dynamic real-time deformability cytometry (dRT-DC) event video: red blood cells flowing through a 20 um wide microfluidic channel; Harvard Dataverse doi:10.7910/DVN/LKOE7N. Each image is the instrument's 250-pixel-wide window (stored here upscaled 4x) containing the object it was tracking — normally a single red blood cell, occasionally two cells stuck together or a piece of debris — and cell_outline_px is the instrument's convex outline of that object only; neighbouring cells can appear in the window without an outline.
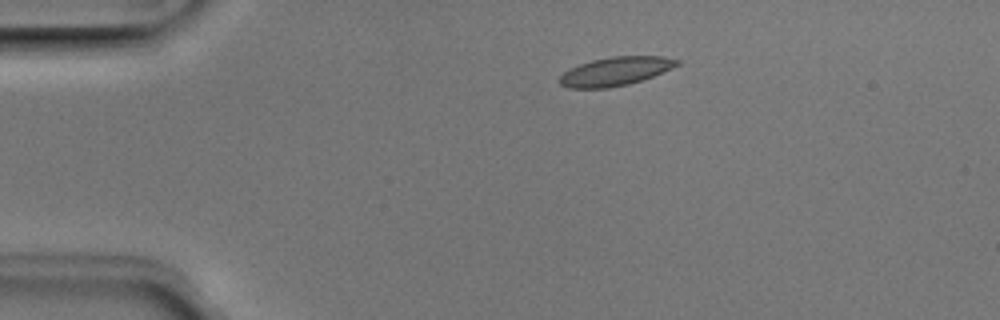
{"species": "Egyptian fruit bat (a non-hibernating species)", "species_latin": "Rousettus aegyptiacus", "temperature_condition": "room temperature", "stored_images_in_passage": 5, "camera_frame_rate_fps": 3000, "um_per_image_px": 0.085, "animal": {"sex": "male"}, "frame": {"image": 1, "passage_image": 1, "time_ms": 0.0, "image_size_px": [1000, 320], "cell_outline_px": [[680, 64], [672, 68], [652, 76], [628, 84], [608, 88], [568, 88], [560, 84], [560, 76], [564, 72], [580, 64], [592, 60], [612, 56], [664, 56], [680, 60]], "centroid_in_image_um": [52.33, 6.05], "position_along_channel_um": 32.7, "area_um2": 19.42}}
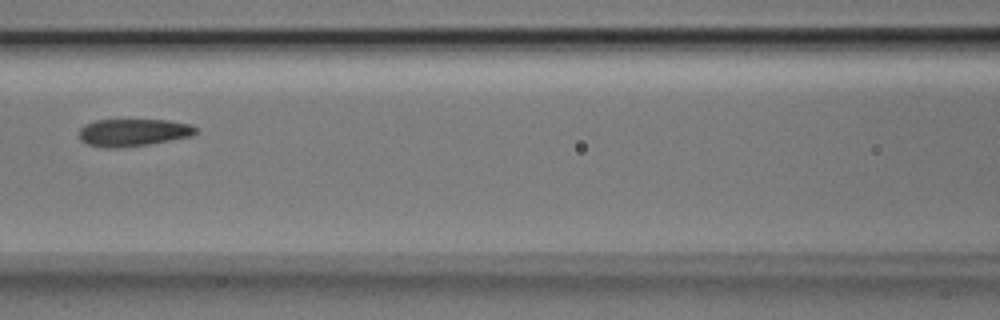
{"frame": {"image": 2, "passage_image": 4, "time_ms": 1.0, "image_size_px": [1000, 320], "cell_outline_px": [[200, 132], [192, 136], [148, 144], [120, 148], [104, 148], [88, 144], [80, 140], [80, 128], [84, 124], [96, 120], [168, 120], [192, 124], [200, 128]], "centroid_in_image_um": [11.38, 11.26], "position_along_channel_um": 155.2, "area_um2": 18.9}}
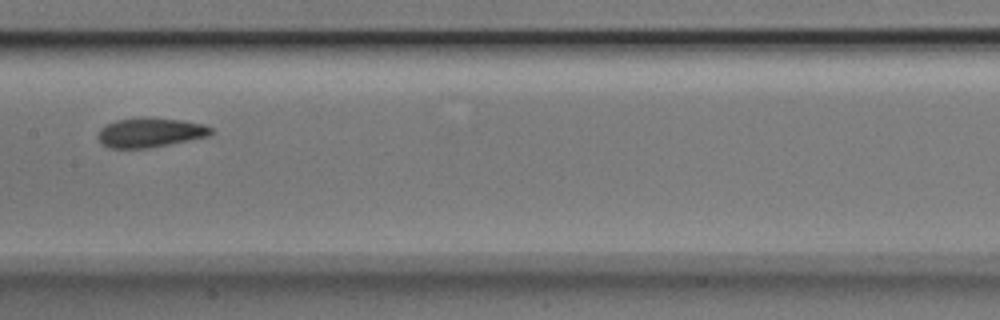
{"frame": {"image": 3, "passage_image": 5, "time_ms": 1.333, "image_size_px": [1000, 320], "cell_outline_px": [[212, 132], [208, 136], [148, 148], [108, 148], [96, 136], [100, 128], [104, 124], [116, 120], [144, 116], [148, 116], [180, 120], [204, 124], [212, 128]], "centroid_in_image_um": [12.71, 11.24], "position_along_channel_um": 194.7, "area_um2": 19.54}}